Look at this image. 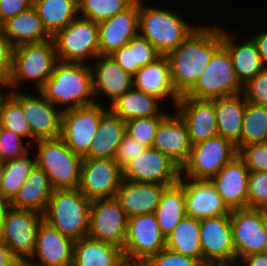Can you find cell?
Returning <instances> with one entry per match:
<instances>
[{
    "label": "cell",
    "instance_id": "d6986e66",
    "mask_svg": "<svg viewBox=\"0 0 267 266\" xmlns=\"http://www.w3.org/2000/svg\"><path fill=\"white\" fill-rule=\"evenodd\" d=\"M75 241L42 220L36 233L31 266H72Z\"/></svg>",
    "mask_w": 267,
    "mask_h": 266
},
{
    "label": "cell",
    "instance_id": "6f0895ef",
    "mask_svg": "<svg viewBox=\"0 0 267 266\" xmlns=\"http://www.w3.org/2000/svg\"><path fill=\"white\" fill-rule=\"evenodd\" d=\"M7 90V91H6ZM10 94L9 82L0 77V106L3 100Z\"/></svg>",
    "mask_w": 267,
    "mask_h": 266
},
{
    "label": "cell",
    "instance_id": "6da1fadb",
    "mask_svg": "<svg viewBox=\"0 0 267 266\" xmlns=\"http://www.w3.org/2000/svg\"><path fill=\"white\" fill-rule=\"evenodd\" d=\"M222 46V26L198 25L173 51L165 55L173 87L185 95L197 82L213 54Z\"/></svg>",
    "mask_w": 267,
    "mask_h": 266
},
{
    "label": "cell",
    "instance_id": "f6af8a7d",
    "mask_svg": "<svg viewBox=\"0 0 267 266\" xmlns=\"http://www.w3.org/2000/svg\"><path fill=\"white\" fill-rule=\"evenodd\" d=\"M238 156L250 172H267V142L243 146L238 150Z\"/></svg>",
    "mask_w": 267,
    "mask_h": 266
},
{
    "label": "cell",
    "instance_id": "836d02e7",
    "mask_svg": "<svg viewBox=\"0 0 267 266\" xmlns=\"http://www.w3.org/2000/svg\"><path fill=\"white\" fill-rule=\"evenodd\" d=\"M123 259L119 247L84 237L75 241L72 266H118Z\"/></svg>",
    "mask_w": 267,
    "mask_h": 266
},
{
    "label": "cell",
    "instance_id": "d6a6232c",
    "mask_svg": "<svg viewBox=\"0 0 267 266\" xmlns=\"http://www.w3.org/2000/svg\"><path fill=\"white\" fill-rule=\"evenodd\" d=\"M162 105L156 96L133 87L114 101L109 109L126 122L133 118L167 116L170 112H165Z\"/></svg>",
    "mask_w": 267,
    "mask_h": 266
},
{
    "label": "cell",
    "instance_id": "680465c9",
    "mask_svg": "<svg viewBox=\"0 0 267 266\" xmlns=\"http://www.w3.org/2000/svg\"><path fill=\"white\" fill-rule=\"evenodd\" d=\"M118 266H149L147 260L124 258Z\"/></svg>",
    "mask_w": 267,
    "mask_h": 266
},
{
    "label": "cell",
    "instance_id": "7c38bea8",
    "mask_svg": "<svg viewBox=\"0 0 267 266\" xmlns=\"http://www.w3.org/2000/svg\"><path fill=\"white\" fill-rule=\"evenodd\" d=\"M128 217L115 198L91 200L87 237L123 249Z\"/></svg>",
    "mask_w": 267,
    "mask_h": 266
},
{
    "label": "cell",
    "instance_id": "94428289",
    "mask_svg": "<svg viewBox=\"0 0 267 266\" xmlns=\"http://www.w3.org/2000/svg\"><path fill=\"white\" fill-rule=\"evenodd\" d=\"M0 162L3 163V152L1 146V126H0Z\"/></svg>",
    "mask_w": 267,
    "mask_h": 266
},
{
    "label": "cell",
    "instance_id": "ba28073f",
    "mask_svg": "<svg viewBox=\"0 0 267 266\" xmlns=\"http://www.w3.org/2000/svg\"><path fill=\"white\" fill-rule=\"evenodd\" d=\"M228 51L221 46L211 57L209 63L195 85L184 95L196 99L228 97L242 93Z\"/></svg>",
    "mask_w": 267,
    "mask_h": 266
},
{
    "label": "cell",
    "instance_id": "7dc6e473",
    "mask_svg": "<svg viewBox=\"0 0 267 266\" xmlns=\"http://www.w3.org/2000/svg\"><path fill=\"white\" fill-rule=\"evenodd\" d=\"M247 102L267 107V67L243 85Z\"/></svg>",
    "mask_w": 267,
    "mask_h": 266
},
{
    "label": "cell",
    "instance_id": "7402d4cb",
    "mask_svg": "<svg viewBox=\"0 0 267 266\" xmlns=\"http://www.w3.org/2000/svg\"><path fill=\"white\" fill-rule=\"evenodd\" d=\"M178 182L184 189L186 215L200 220L231 213L210 180L180 178Z\"/></svg>",
    "mask_w": 267,
    "mask_h": 266
},
{
    "label": "cell",
    "instance_id": "603a6c76",
    "mask_svg": "<svg viewBox=\"0 0 267 266\" xmlns=\"http://www.w3.org/2000/svg\"><path fill=\"white\" fill-rule=\"evenodd\" d=\"M99 54L110 55L139 35V0L128 9L98 23Z\"/></svg>",
    "mask_w": 267,
    "mask_h": 266
},
{
    "label": "cell",
    "instance_id": "cb8c5ba5",
    "mask_svg": "<svg viewBox=\"0 0 267 266\" xmlns=\"http://www.w3.org/2000/svg\"><path fill=\"white\" fill-rule=\"evenodd\" d=\"M250 171L237 155L210 179L230 211L247 208Z\"/></svg>",
    "mask_w": 267,
    "mask_h": 266
},
{
    "label": "cell",
    "instance_id": "2e32d148",
    "mask_svg": "<svg viewBox=\"0 0 267 266\" xmlns=\"http://www.w3.org/2000/svg\"><path fill=\"white\" fill-rule=\"evenodd\" d=\"M164 248L166 237L159 230L155 213L128 218L124 258L147 260Z\"/></svg>",
    "mask_w": 267,
    "mask_h": 266
},
{
    "label": "cell",
    "instance_id": "5b68a950",
    "mask_svg": "<svg viewBox=\"0 0 267 266\" xmlns=\"http://www.w3.org/2000/svg\"><path fill=\"white\" fill-rule=\"evenodd\" d=\"M57 62L53 39L14 47L12 72L9 79L10 90H20L24 87L22 83L32 82L37 91L51 77Z\"/></svg>",
    "mask_w": 267,
    "mask_h": 266
},
{
    "label": "cell",
    "instance_id": "7bdbcfd3",
    "mask_svg": "<svg viewBox=\"0 0 267 266\" xmlns=\"http://www.w3.org/2000/svg\"><path fill=\"white\" fill-rule=\"evenodd\" d=\"M166 116L133 118L125 122V132L139 143L152 147L160 122Z\"/></svg>",
    "mask_w": 267,
    "mask_h": 266
},
{
    "label": "cell",
    "instance_id": "ffe728a7",
    "mask_svg": "<svg viewBox=\"0 0 267 266\" xmlns=\"http://www.w3.org/2000/svg\"><path fill=\"white\" fill-rule=\"evenodd\" d=\"M95 60V61H94ZM90 63L93 91L97 104L105 105L101 95L108 98L107 105H111L124 93L134 87L133 76L121 68L111 55L99 54Z\"/></svg>",
    "mask_w": 267,
    "mask_h": 266
},
{
    "label": "cell",
    "instance_id": "6125c7cd",
    "mask_svg": "<svg viewBox=\"0 0 267 266\" xmlns=\"http://www.w3.org/2000/svg\"><path fill=\"white\" fill-rule=\"evenodd\" d=\"M2 173H3V168H2V163L0 162V188H1V182H2Z\"/></svg>",
    "mask_w": 267,
    "mask_h": 266
},
{
    "label": "cell",
    "instance_id": "ab89813d",
    "mask_svg": "<svg viewBox=\"0 0 267 266\" xmlns=\"http://www.w3.org/2000/svg\"><path fill=\"white\" fill-rule=\"evenodd\" d=\"M267 142V107L246 102L240 148Z\"/></svg>",
    "mask_w": 267,
    "mask_h": 266
},
{
    "label": "cell",
    "instance_id": "f907efd6",
    "mask_svg": "<svg viewBox=\"0 0 267 266\" xmlns=\"http://www.w3.org/2000/svg\"><path fill=\"white\" fill-rule=\"evenodd\" d=\"M13 49L0 26V77L8 82L12 72Z\"/></svg>",
    "mask_w": 267,
    "mask_h": 266
},
{
    "label": "cell",
    "instance_id": "b9f144b4",
    "mask_svg": "<svg viewBox=\"0 0 267 266\" xmlns=\"http://www.w3.org/2000/svg\"><path fill=\"white\" fill-rule=\"evenodd\" d=\"M0 126L6 130H10L25 140L31 145L32 134L31 129L22 111L21 104L9 94L0 106Z\"/></svg>",
    "mask_w": 267,
    "mask_h": 266
},
{
    "label": "cell",
    "instance_id": "9a60e30c",
    "mask_svg": "<svg viewBox=\"0 0 267 266\" xmlns=\"http://www.w3.org/2000/svg\"><path fill=\"white\" fill-rule=\"evenodd\" d=\"M236 264L244 257L267 252V231L263 209H240L230 213Z\"/></svg>",
    "mask_w": 267,
    "mask_h": 266
},
{
    "label": "cell",
    "instance_id": "8992f818",
    "mask_svg": "<svg viewBox=\"0 0 267 266\" xmlns=\"http://www.w3.org/2000/svg\"><path fill=\"white\" fill-rule=\"evenodd\" d=\"M36 164L48 175L54 189H77L83 157L74 153L61 139L37 140L33 145Z\"/></svg>",
    "mask_w": 267,
    "mask_h": 266
},
{
    "label": "cell",
    "instance_id": "7a4b0ae2",
    "mask_svg": "<svg viewBox=\"0 0 267 266\" xmlns=\"http://www.w3.org/2000/svg\"><path fill=\"white\" fill-rule=\"evenodd\" d=\"M37 91L62 111L96 103L89 63L58 61L51 77Z\"/></svg>",
    "mask_w": 267,
    "mask_h": 266
},
{
    "label": "cell",
    "instance_id": "484cf974",
    "mask_svg": "<svg viewBox=\"0 0 267 266\" xmlns=\"http://www.w3.org/2000/svg\"><path fill=\"white\" fill-rule=\"evenodd\" d=\"M229 29L222 26V46L228 51L237 78L242 85L253 79L258 73L266 68L256 45L251 38L241 37V40L235 37ZM240 42V43H239Z\"/></svg>",
    "mask_w": 267,
    "mask_h": 266
},
{
    "label": "cell",
    "instance_id": "f5cc1de1",
    "mask_svg": "<svg viewBox=\"0 0 267 266\" xmlns=\"http://www.w3.org/2000/svg\"><path fill=\"white\" fill-rule=\"evenodd\" d=\"M250 38L255 43L260 58L267 67V30L256 32Z\"/></svg>",
    "mask_w": 267,
    "mask_h": 266
},
{
    "label": "cell",
    "instance_id": "8d00e7d4",
    "mask_svg": "<svg viewBox=\"0 0 267 266\" xmlns=\"http://www.w3.org/2000/svg\"><path fill=\"white\" fill-rule=\"evenodd\" d=\"M110 55L121 68L132 76L141 67L153 63L162 56L147 39L140 35L132 38L128 44Z\"/></svg>",
    "mask_w": 267,
    "mask_h": 266
},
{
    "label": "cell",
    "instance_id": "30bf717a",
    "mask_svg": "<svg viewBox=\"0 0 267 266\" xmlns=\"http://www.w3.org/2000/svg\"><path fill=\"white\" fill-rule=\"evenodd\" d=\"M203 265L231 266L236 264V250L230 214L200 219Z\"/></svg>",
    "mask_w": 267,
    "mask_h": 266
},
{
    "label": "cell",
    "instance_id": "ac0fdd59",
    "mask_svg": "<svg viewBox=\"0 0 267 266\" xmlns=\"http://www.w3.org/2000/svg\"><path fill=\"white\" fill-rule=\"evenodd\" d=\"M122 169L114 159H83L79 190L88 199L115 198Z\"/></svg>",
    "mask_w": 267,
    "mask_h": 266
},
{
    "label": "cell",
    "instance_id": "60d3db41",
    "mask_svg": "<svg viewBox=\"0 0 267 266\" xmlns=\"http://www.w3.org/2000/svg\"><path fill=\"white\" fill-rule=\"evenodd\" d=\"M136 0H78V16L100 23L128 9Z\"/></svg>",
    "mask_w": 267,
    "mask_h": 266
},
{
    "label": "cell",
    "instance_id": "f35d334b",
    "mask_svg": "<svg viewBox=\"0 0 267 266\" xmlns=\"http://www.w3.org/2000/svg\"><path fill=\"white\" fill-rule=\"evenodd\" d=\"M30 150L25 155L2 163L3 173L0 188V201L9 203L26 182L28 175L34 169L36 156ZM31 154H34L32 156Z\"/></svg>",
    "mask_w": 267,
    "mask_h": 266
},
{
    "label": "cell",
    "instance_id": "277c9868",
    "mask_svg": "<svg viewBox=\"0 0 267 266\" xmlns=\"http://www.w3.org/2000/svg\"><path fill=\"white\" fill-rule=\"evenodd\" d=\"M91 200L77 189H54L43 220L74 241L87 237Z\"/></svg>",
    "mask_w": 267,
    "mask_h": 266
},
{
    "label": "cell",
    "instance_id": "ee69618b",
    "mask_svg": "<svg viewBox=\"0 0 267 266\" xmlns=\"http://www.w3.org/2000/svg\"><path fill=\"white\" fill-rule=\"evenodd\" d=\"M247 208L267 209V172H250Z\"/></svg>",
    "mask_w": 267,
    "mask_h": 266
},
{
    "label": "cell",
    "instance_id": "83f0119b",
    "mask_svg": "<svg viewBox=\"0 0 267 266\" xmlns=\"http://www.w3.org/2000/svg\"><path fill=\"white\" fill-rule=\"evenodd\" d=\"M133 84L134 88L156 96L162 102L172 100L174 107L180 98L173 87L169 64L165 56L141 67L133 76Z\"/></svg>",
    "mask_w": 267,
    "mask_h": 266
},
{
    "label": "cell",
    "instance_id": "c3c4849f",
    "mask_svg": "<svg viewBox=\"0 0 267 266\" xmlns=\"http://www.w3.org/2000/svg\"><path fill=\"white\" fill-rule=\"evenodd\" d=\"M149 266H202L203 264L190 256L183 255L168 248L147 259Z\"/></svg>",
    "mask_w": 267,
    "mask_h": 266
},
{
    "label": "cell",
    "instance_id": "91938a15",
    "mask_svg": "<svg viewBox=\"0 0 267 266\" xmlns=\"http://www.w3.org/2000/svg\"><path fill=\"white\" fill-rule=\"evenodd\" d=\"M264 224L267 231V209H263Z\"/></svg>",
    "mask_w": 267,
    "mask_h": 266
},
{
    "label": "cell",
    "instance_id": "8fae6325",
    "mask_svg": "<svg viewBox=\"0 0 267 266\" xmlns=\"http://www.w3.org/2000/svg\"><path fill=\"white\" fill-rule=\"evenodd\" d=\"M22 91L10 90V94L21 104L31 129L32 142L61 138L63 111L51 104L38 91H35V95Z\"/></svg>",
    "mask_w": 267,
    "mask_h": 266
},
{
    "label": "cell",
    "instance_id": "9c48e42d",
    "mask_svg": "<svg viewBox=\"0 0 267 266\" xmlns=\"http://www.w3.org/2000/svg\"><path fill=\"white\" fill-rule=\"evenodd\" d=\"M238 155L236 145L221 136L192 145L188 161L181 167L180 178L210 180Z\"/></svg>",
    "mask_w": 267,
    "mask_h": 266
},
{
    "label": "cell",
    "instance_id": "5bb4252c",
    "mask_svg": "<svg viewBox=\"0 0 267 266\" xmlns=\"http://www.w3.org/2000/svg\"><path fill=\"white\" fill-rule=\"evenodd\" d=\"M108 110L107 105L95 103L63 111L61 139L74 153L83 156L97 134L101 117Z\"/></svg>",
    "mask_w": 267,
    "mask_h": 266
},
{
    "label": "cell",
    "instance_id": "db71d44e",
    "mask_svg": "<svg viewBox=\"0 0 267 266\" xmlns=\"http://www.w3.org/2000/svg\"><path fill=\"white\" fill-rule=\"evenodd\" d=\"M21 262L4 242H0V266H18Z\"/></svg>",
    "mask_w": 267,
    "mask_h": 266
},
{
    "label": "cell",
    "instance_id": "52a82bcc",
    "mask_svg": "<svg viewBox=\"0 0 267 266\" xmlns=\"http://www.w3.org/2000/svg\"><path fill=\"white\" fill-rule=\"evenodd\" d=\"M52 39L58 61L86 64L99 55L98 23L92 20L77 16Z\"/></svg>",
    "mask_w": 267,
    "mask_h": 266
},
{
    "label": "cell",
    "instance_id": "be15d7a7",
    "mask_svg": "<svg viewBox=\"0 0 267 266\" xmlns=\"http://www.w3.org/2000/svg\"><path fill=\"white\" fill-rule=\"evenodd\" d=\"M18 266H31V265L27 262H21Z\"/></svg>",
    "mask_w": 267,
    "mask_h": 266
},
{
    "label": "cell",
    "instance_id": "681fc988",
    "mask_svg": "<svg viewBox=\"0 0 267 266\" xmlns=\"http://www.w3.org/2000/svg\"><path fill=\"white\" fill-rule=\"evenodd\" d=\"M148 148L147 146L139 143L131 136H123L122 141L118 146V150L114 160L118 163L119 167L122 169L129 161H131L138 154L144 152Z\"/></svg>",
    "mask_w": 267,
    "mask_h": 266
},
{
    "label": "cell",
    "instance_id": "4dcf8cb0",
    "mask_svg": "<svg viewBox=\"0 0 267 266\" xmlns=\"http://www.w3.org/2000/svg\"><path fill=\"white\" fill-rule=\"evenodd\" d=\"M125 133V121L109 109L101 117L97 134L83 159H114Z\"/></svg>",
    "mask_w": 267,
    "mask_h": 266
},
{
    "label": "cell",
    "instance_id": "4fadbf2b",
    "mask_svg": "<svg viewBox=\"0 0 267 266\" xmlns=\"http://www.w3.org/2000/svg\"><path fill=\"white\" fill-rule=\"evenodd\" d=\"M180 177L181 167L153 147L146 148L122 168V178L127 181L170 186Z\"/></svg>",
    "mask_w": 267,
    "mask_h": 266
},
{
    "label": "cell",
    "instance_id": "e575fe53",
    "mask_svg": "<svg viewBox=\"0 0 267 266\" xmlns=\"http://www.w3.org/2000/svg\"><path fill=\"white\" fill-rule=\"evenodd\" d=\"M154 213L159 230L167 237L186 215L184 189L179 182L164 188Z\"/></svg>",
    "mask_w": 267,
    "mask_h": 266
},
{
    "label": "cell",
    "instance_id": "9f6ffc18",
    "mask_svg": "<svg viewBox=\"0 0 267 266\" xmlns=\"http://www.w3.org/2000/svg\"><path fill=\"white\" fill-rule=\"evenodd\" d=\"M9 207V204L4 201H0V242H3V225L4 218L6 215V210Z\"/></svg>",
    "mask_w": 267,
    "mask_h": 266
},
{
    "label": "cell",
    "instance_id": "d4e9b609",
    "mask_svg": "<svg viewBox=\"0 0 267 266\" xmlns=\"http://www.w3.org/2000/svg\"><path fill=\"white\" fill-rule=\"evenodd\" d=\"M152 147L180 167L188 161L192 144L184 121L174 110L160 122Z\"/></svg>",
    "mask_w": 267,
    "mask_h": 266
},
{
    "label": "cell",
    "instance_id": "4316f807",
    "mask_svg": "<svg viewBox=\"0 0 267 266\" xmlns=\"http://www.w3.org/2000/svg\"><path fill=\"white\" fill-rule=\"evenodd\" d=\"M165 187L161 184L122 180L115 199L128 218L154 213Z\"/></svg>",
    "mask_w": 267,
    "mask_h": 266
},
{
    "label": "cell",
    "instance_id": "bcb514c9",
    "mask_svg": "<svg viewBox=\"0 0 267 266\" xmlns=\"http://www.w3.org/2000/svg\"><path fill=\"white\" fill-rule=\"evenodd\" d=\"M1 146L3 162L13 160L28 153L33 147L20 135L1 127Z\"/></svg>",
    "mask_w": 267,
    "mask_h": 266
},
{
    "label": "cell",
    "instance_id": "11a10c76",
    "mask_svg": "<svg viewBox=\"0 0 267 266\" xmlns=\"http://www.w3.org/2000/svg\"><path fill=\"white\" fill-rule=\"evenodd\" d=\"M239 266H267V253L247 255L239 263Z\"/></svg>",
    "mask_w": 267,
    "mask_h": 266
},
{
    "label": "cell",
    "instance_id": "44dd1931",
    "mask_svg": "<svg viewBox=\"0 0 267 266\" xmlns=\"http://www.w3.org/2000/svg\"><path fill=\"white\" fill-rule=\"evenodd\" d=\"M173 109L184 121L192 145L218 135L215 99H196L182 95Z\"/></svg>",
    "mask_w": 267,
    "mask_h": 266
},
{
    "label": "cell",
    "instance_id": "3957f363",
    "mask_svg": "<svg viewBox=\"0 0 267 266\" xmlns=\"http://www.w3.org/2000/svg\"><path fill=\"white\" fill-rule=\"evenodd\" d=\"M143 3L139 0V35L147 39L162 56L175 50L198 27L189 24L175 11Z\"/></svg>",
    "mask_w": 267,
    "mask_h": 266
},
{
    "label": "cell",
    "instance_id": "d590c367",
    "mask_svg": "<svg viewBox=\"0 0 267 266\" xmlns=\"http://www.w3.org/2000/svg\"><path fill=\"white\" fill-rule=\"evenodd\" d=\"M166 248L198 259L203 264L200 239V220L185 215L166 237Z\"/></svg>",
    "mask_w": 267,
    "mask_h": 266
},
{
    "label": "cell",
    "instance_id": "e0dca14e",
    "mask_svg": "<svg viewBox=\"0 0 267 266\" xmlns=\"http://www.w3.org/2000/svg\"><path fill=\"white\" fill-rule=\"evenodd\" d=\"M43 215L9 206L3 225V242L22 261L25 262L35 247L37 229Z\"/></svg>",
    "mask_w": 267,
    "mask_h": 266
},
{
    "label": "cell",
    "instance_id": "f1b7e54d",
    "mask_svg": "<svg viewBox=\"0 0 267 266\" xmlns=\"http://www.w3.org/2000/svg\"><path fill=\"white\" fill-rule=\"evenodd\" d=\"M53 191L48 175L36 165L8 204L16 209L31 210L43 215Z\"/></svg>",
    "mask_w": 267,
    "mask_h": 266
},
{
    "label": "cell",
    "instance_id": "1f68e13d",
    "mask_svg": "<svg viewBox=\"0 0 267 266\" xmlns=\"http://www.w3.org/2000/svg\"><path fill=\"white\" fill-rule=\"evenodd\" d=\"M246 98L242 93L215 98L218 136L231 141L240 149L242 124L246 108Z\"/></svg>",
    "mask_w": 267,
    "mask_h": 266
},
{
    "label": "cell",
    "instance_id": "f546056e",
    "mask_svg": "<svg viewBox=\"0 0 267 266\" xmlns=\"http://www.w3.org/2000/svg\"><path fill=\"white\" fill-rule=\"evenodd\" d=\"M1 27L13 47L52 39L34 6L8 19Z\"/></svg>",
    "mask_w": 267,
    "mask_h": 266
},
{
    "label": "cell",
    "instance_id": "816d5d0a",
    "mask_svg": "<svg viewBox=\"0 0 267 266\" xmlns=\"http://www.w3.org/2000/svg\"><path fill=\"white\" fill-rule=\"evenodd\" d=\"M33 6V0H0V26Z\"/></svg>",
    "mask_w": 267,
    "mask_h": 266
},
{
    "label": "cell",
    "instance_id": "74e56055",
    "mask_svg": "<svg viewBox=\"0 0 267 266\" xmlns=\"http://www.w3.org/2000/svg\"><path fill=\"white\" fill-rule=\"evenodd\" d=\"M33 6L51 36L78 16V0H33Z\"/></svg>",
    "mask_w": 267,
    "mask_h": 266
}]
</instances>
